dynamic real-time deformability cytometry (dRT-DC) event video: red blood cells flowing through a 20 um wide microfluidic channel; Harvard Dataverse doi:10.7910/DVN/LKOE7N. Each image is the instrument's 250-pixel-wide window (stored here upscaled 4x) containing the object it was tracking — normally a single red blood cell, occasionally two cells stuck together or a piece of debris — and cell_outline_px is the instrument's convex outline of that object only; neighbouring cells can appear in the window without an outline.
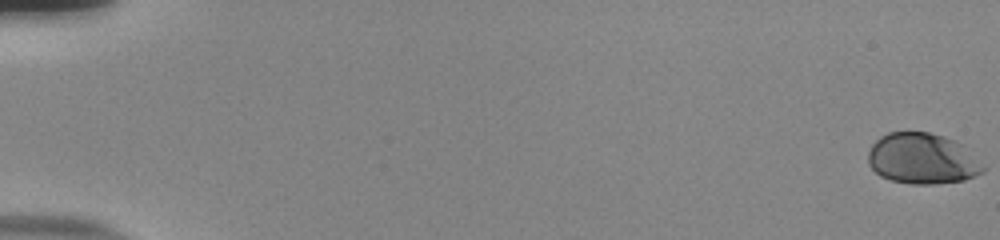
{"species": "human", "species_latin": "Homo sapiens", "temperature_condition": "room temperature", "stored_images_in_passage": 56, "camera_frame_rate_fps": 3000, "um_per_image_px": 0.085, "donor": {"sex": "male"}, "frame": {"image": 1, "passage_image": 1, "time_ms": 0.0, "image_size_px": [1000, 240], "cell_outline_px": [[984, 172], [964, 180], [932, 184], [912, 184], [892, 180], [880, 176], [868, 164], [868, 152], [872, 144], [880, 136], [888, 132], [928, 132], [944, 136], [960, 144], [984, 168]], "centroid_in_image_um": [78.33, 13.49], "position_along_channel_um": 6.7, "area_um2": 33.58}}
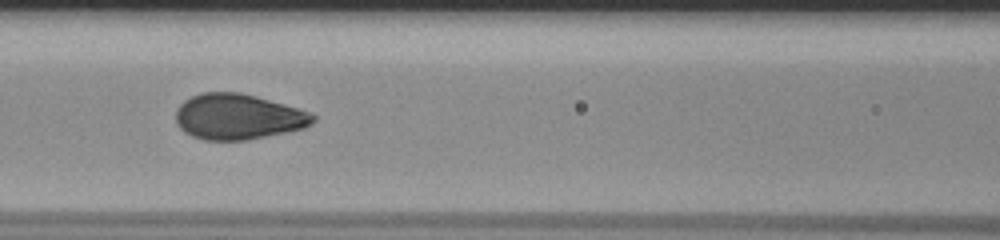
{"frame": {"image": 2, "passage_image": 27, "time_ms": 8.667, "image_size_px": [1000, 240], "cell_outline_px": [[316, 120], [312, 124], [304, 128], [244, 140], [204, 140], [192, 136], [184, 132], [176, 124], [176, 108], [184, 100], [200, 92], [240, 92], [256, 96], [284, 104], [308, 112], [316, 116]], "centroid_in_image_um": [20.19, 9.91], "position_along_channel_um": 146.4, "area_um2": 36.36}}
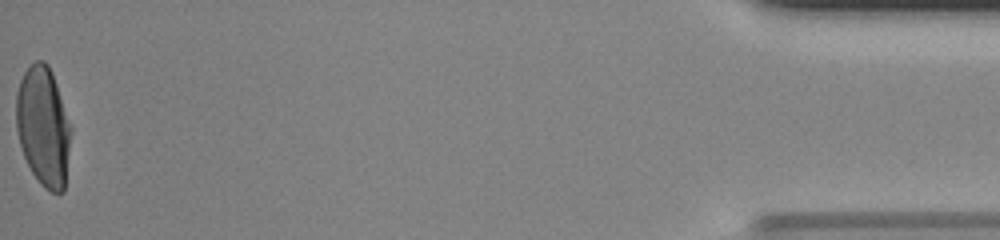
{"frame": {"image": 3, "passage_image": 56, "time_ms": 18.333, "image_size_px": [1000, 240], "cell_outline_px": [[72, 132], [64, 192], [52, 192], [44, 188], [40, 184], [32, 172], [24, 156], [20, 144], [16, 128], [16, 96], [20, 80], [24, 72], [36, 60], [44, 60], [48, 64], [52, 72], [72, 128]], "centroid_in_image_um": [3.69, 10.76], "position_along_channel_um": 431.5, "area_um2": 38.26}, "authors_computed_cell_mechanics": {"area_um2": 36.6741, "velocity_mm_per_s": 3.8462, "shape_relaxation_time_tau1_ms": 3.8019, "shape_relaxation_time_tau2_ms": null, "deformation_change_tau1": 0.1885, "deformation_change_tau2": null}}